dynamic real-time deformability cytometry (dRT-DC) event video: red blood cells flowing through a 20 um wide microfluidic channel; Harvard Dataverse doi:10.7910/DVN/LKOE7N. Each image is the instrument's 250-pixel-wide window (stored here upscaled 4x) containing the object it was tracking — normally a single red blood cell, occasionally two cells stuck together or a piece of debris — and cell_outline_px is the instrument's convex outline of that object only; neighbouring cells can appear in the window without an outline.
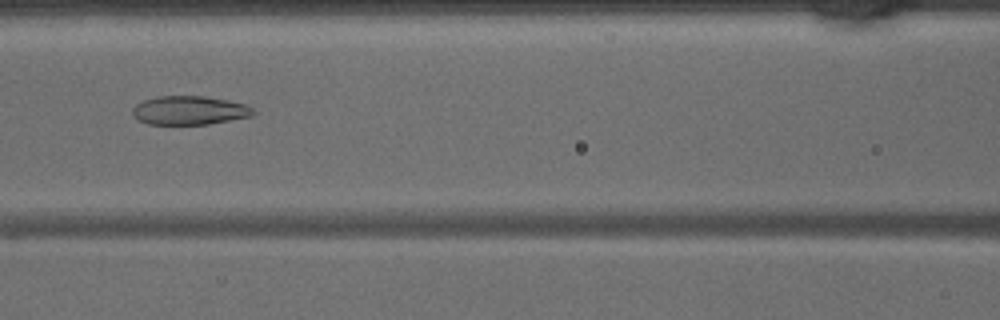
{"species": "common noctule bat (a hibernating species)", "species_latin": "Nyctalus noctula", "temperature_condition": "warm", "stored_images_in_passage": 25, "camera_frame_rate_fps": 3000, "um_per_image_px": 0.085, "animal": {"sex": "male", "body_mass_g": 15.6}, "frame": {"image": 1, "passage_image": 18, "time_ms": 5.667, "image_size_px": [1000, 320], "cell_outline_px": [[256, 112], [252, 116], [208, 124], [148, 124], [136, 120], [132, 116], [132, 108], [136, 104], [144, 100], [156, 96], [204, 96], [228, 100], [244, 104], [252, 108]], "centroid_in_image_um": [16.06, 9.38], "position_along_channel_um": 150.5, "area_um2": 20.35}}
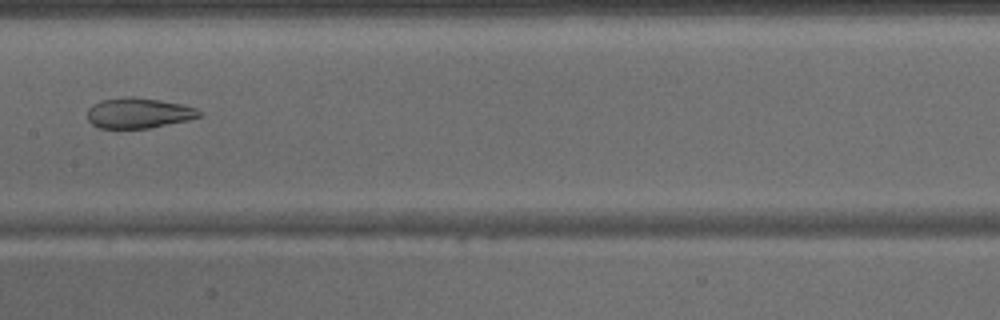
{"frame": {"image": 2, "passage_image": 21, "time_ms": 6.667, "image_size_px": [1000, 320], "cell_outline_px": [[200, 116], [188, 120], [148, 128], [100, 128], [92, 124], [88, 120], [88, 108], [92, 104], [100, 100], [128, 96], [160, 100], [184, 104], [196, 108], [200, 112]], "centroid_in_image_um": [11.76, 9.6], "position_along_channel_um": 195.6, "area_um2": 19.77}}